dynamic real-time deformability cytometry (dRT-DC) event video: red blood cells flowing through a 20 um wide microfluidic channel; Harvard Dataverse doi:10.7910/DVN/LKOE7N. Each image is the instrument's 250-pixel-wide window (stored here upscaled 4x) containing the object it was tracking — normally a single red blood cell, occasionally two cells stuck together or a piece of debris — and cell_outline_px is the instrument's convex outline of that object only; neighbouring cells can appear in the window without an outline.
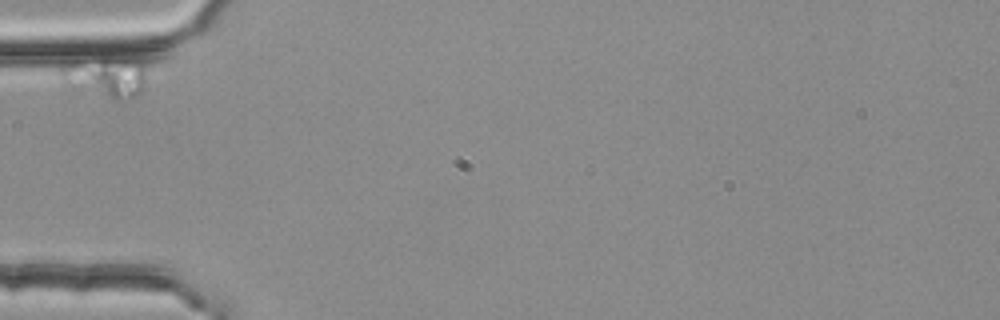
{"species": "common noctule bat (a hibernating species)", "species_latin": "Nyctalus noctula", "temperature_condition": "room temperature", "stored_images_in_passage": 1, "camera_frame_rate_fps": 3000, "um_per_image_px": 0.085, "animal": {"sex": "female", "body_mass_g": 25.1}, "frame": {"image": 1, "passage_image": 1, "time_ms": 0.0, "image_size_px": [1000, 320], "cell_outline_px": [[148, 72], [144, 84], [140, 92], [132, 100], [116, 100], [68, 88], [56, 76], [60, 68], [72, 60], [100, 56], [108, 56], [136, 60], [144, 64]], "centroid_in_image_um": [8.93, 6.53], "position_along_channel_um": 76.1, "area_um2": 21.73}}